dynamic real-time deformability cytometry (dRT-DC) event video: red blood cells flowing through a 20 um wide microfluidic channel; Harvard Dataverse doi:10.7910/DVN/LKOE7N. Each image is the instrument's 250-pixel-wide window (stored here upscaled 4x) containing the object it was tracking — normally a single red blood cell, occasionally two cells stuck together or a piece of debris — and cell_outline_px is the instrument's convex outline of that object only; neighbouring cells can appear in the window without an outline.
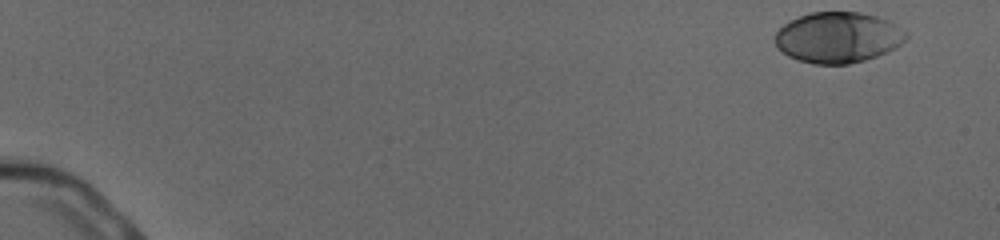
{"species": "human", "species_latin": "Homo sapiens", "temperature_condition": "cold", "stored_images_in_passage": 42, "camera_frame_rate_fps": 3000, "um_per_image_px": 0.085, "donor": {"sex": "male"}, "frame": {"image": 1, "passage_image": 1, "time_ms": 0.0, "image_size_px": [1000, 240], "cell_outline_px": [[908, 36], [900, 44], [876, 56], [864, 60], [848, 64], [812, 64], [788, 56], [776, 44], [776, 32], [784, 24], [800, 16], [812, 12], [860, 12], [876, 16], [884, 20], [904, 32]], "centroid_in_image_um": [71.18, 3.19], "position_along_channel_um": 13.8, "area_um2": 37.86}}
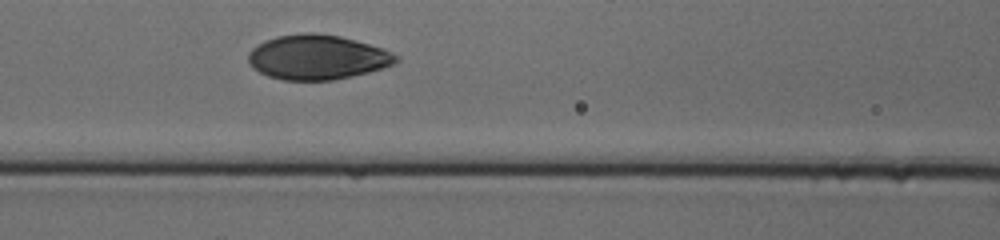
{"frame": {"image": 2, "passage_image": 24, "time_ms": 7.667, "image_size_px": [1000, 240], "cell_outline_px": [[396, 60], [392, 64], [368, 72], [332, 80], [284, 80], [268, 76], [260, 72], [248, 60], [248, 52], [256, 44], [264, 40], [276, 36], [300, 32], [316, 32], [340, 36], [356, 40], [384, 48], [396, 56]], "centroid_in_image_um": [26.92, 4.84], "position_along_channel_um": 139.7, "area_um2": 38.32}}
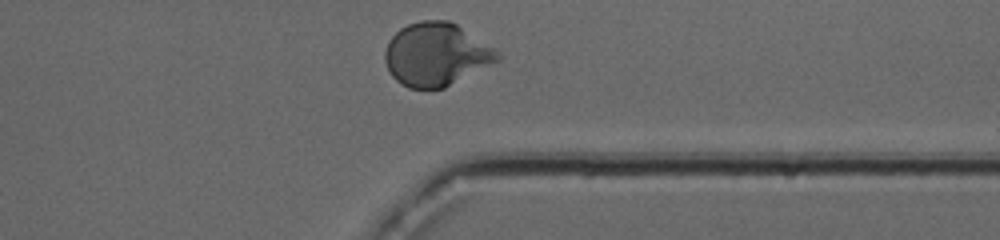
{"frame": {"image": 3, "passage_image": 42, "time_ms": 13.667, "image_size_px": [1000, 240], "cell_outline_px": [[500, 60], [444, 88], [408, 88], [400, 84], [392, 76], [384, 60], [384, 52], [388, 40], [400, 28], [408, 24], [420, 20], [448, 20], [456, 24], [496, 48], [500, 56]], "centroid_in_image_um": [37.06, 4.62], "position_along_channel_um": 374.3, "area_um2": 41.44}, "authors_computed_cell_mechanics": {"area_um2": 38.2925, "velocity_mm_per_s": 3.9168, "shape_relaxation_time_tau1_ms": 3.6824, "shape_relaxation_time_tau2_ms": null, "deformation_change_tau1": 0.1789, "deformation_change_tau2": null}}